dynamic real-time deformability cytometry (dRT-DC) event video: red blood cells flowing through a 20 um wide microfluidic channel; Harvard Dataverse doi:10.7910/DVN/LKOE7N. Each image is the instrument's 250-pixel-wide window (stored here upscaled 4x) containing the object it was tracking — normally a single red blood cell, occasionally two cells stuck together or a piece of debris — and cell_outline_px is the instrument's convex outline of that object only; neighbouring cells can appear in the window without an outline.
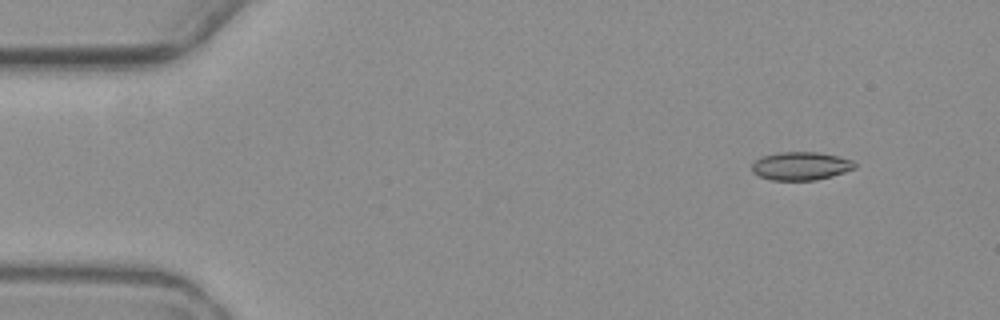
{"species": "common noctule bat (a hibernating species)", "species_latin": "Nyctalus noctula", "temperature_condition": "warm", "stored_images_in_passage": 5, "camera_frame_rate_fps": 3000, "um_per_image_px": 0.085, "animal": {"sex": "female", "body_mass_g": 19.3, "forearm_length_mm": 54.1}, "frame": {"image": 1, "passage_image": 2, "time_ms": 1.0, "image_size_px": [1000, 320], "cell_outline_px": [[856, 168], [844, 172], [816, 180], [772, 180], [760, 176], [752, 172], [752, 164], [756, 160], [764, 156], [780, 152], [816, 152], [836, 156], [852, 160], [856, 164]], "centroid_in_image_um": [68.07, 14.11], "position_along_channel_um": 16.9, "area_um2": 16.7}}
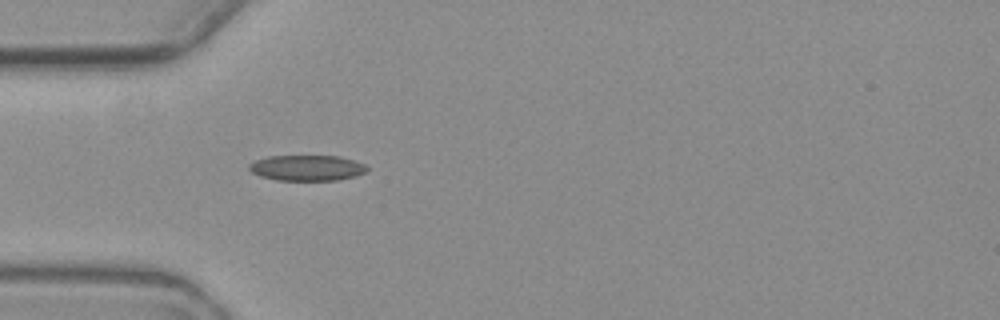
{"frame": {"image": 2, "passage_image": 5, "time_ms": 5.0, "image_size_px": [1000, 320], "cell_outline_px": [[368, 168], [364, 172], [352, 176], [336, 180], [276, 180], [260, 176], [252, 172], [248, 168], [248, 164], [256, 160], [268, 156], [340, 156], [364, 164]], "centroid_in_image_um": [26.04, 14.26], "position_along_channel_um": 59.0, "area_um2": 17.4}}